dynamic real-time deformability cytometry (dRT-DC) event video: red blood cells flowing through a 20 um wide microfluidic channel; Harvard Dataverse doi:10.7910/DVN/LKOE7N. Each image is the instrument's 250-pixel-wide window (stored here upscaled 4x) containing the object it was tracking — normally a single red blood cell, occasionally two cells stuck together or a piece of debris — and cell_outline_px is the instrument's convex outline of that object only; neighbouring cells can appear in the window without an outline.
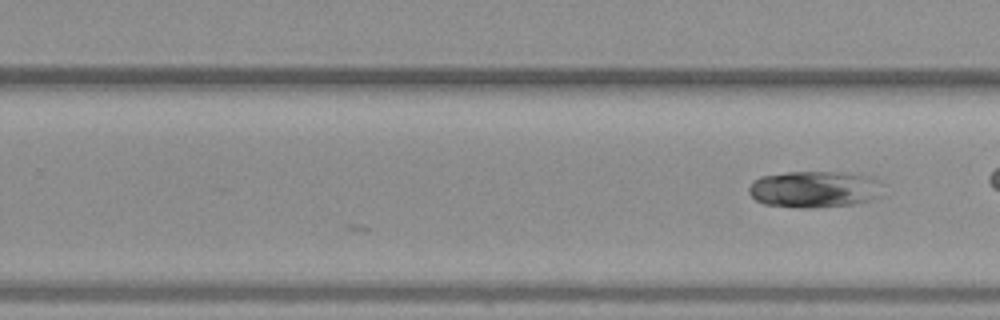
{"species": "common noctule bat (a hibernating species)", "species_latin": "Nyctalus noctula", "temperature_condition": "warm", "stored_images_in_passage": 18, "camera_frame_rate_fps": 3000, "um_per_image_px": 0.085, "animal": {"sex": "female", "body_mass_g": 19.3, "forearm_length_mm": 54.1}, "frame": {"image": 1, "passage_image": 18, "time_ms": 5.667, "image_size_px": [1000, 320], "cell_outline_px": [[880, 196], [856, 204], [816, 208], [796, 208], [764, 204], [756, 200], [748, 192], [748, 188], [752, 180], [760, 176], [788, 172], [840, 172], [872, 176], [880, 180]], "centroid_in_image_um": [69.2, 16.09], "position_along_channel_um": 260.6, "area_um2": 28.96}}